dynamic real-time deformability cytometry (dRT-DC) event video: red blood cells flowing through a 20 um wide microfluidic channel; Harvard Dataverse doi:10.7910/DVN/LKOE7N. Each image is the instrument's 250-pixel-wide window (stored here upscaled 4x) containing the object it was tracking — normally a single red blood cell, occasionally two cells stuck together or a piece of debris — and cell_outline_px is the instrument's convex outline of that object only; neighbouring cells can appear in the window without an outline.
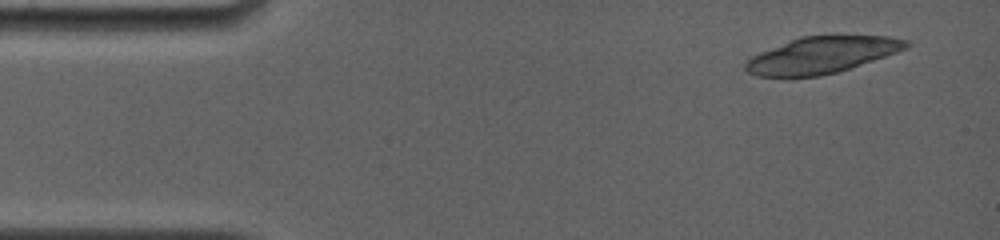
{"species": "common noctule bat (a hibernating species)", "species_latin": "Nyctalus noctula", "temperature_condition": "room temperature", "stored_images_in_passage": 6, "camera_frame_rate_fps": 4000, "um_per_image_px": 0.085, "animal": {"sex": "female", "body_mass_g": 19.0, "forearm_length_mm": 56.7}, "frame": {"image": 1, "passage_image": 3, "time_ms": 0.75, "image_size_px": [1000, 240], "cell_outline_px": [[912, 44], [908, 48], [836, 72], [820, 76], [756, 76], [748, 72], [744, 68], [744, 64], [752, 56], [800, 36], [892, 36], [908, 40]], "centroid_in_image_um": [69.87, 4.67], "position_along_channel_um": 15.1, "area_um2": 33.58}}